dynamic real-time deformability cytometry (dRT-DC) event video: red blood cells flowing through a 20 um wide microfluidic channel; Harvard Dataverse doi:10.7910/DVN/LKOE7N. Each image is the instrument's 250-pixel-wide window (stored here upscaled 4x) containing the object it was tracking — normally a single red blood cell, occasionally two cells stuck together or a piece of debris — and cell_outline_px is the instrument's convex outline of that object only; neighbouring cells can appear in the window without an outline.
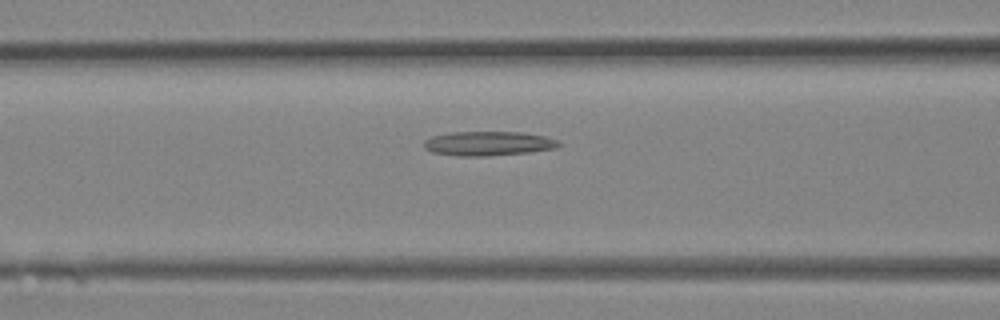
{"species": "Egyptian fruit bat (a non-hibernating species)", "species_latin": "Rousettus aegyptiacus", "temperature_condition": "room temperature", "stored_images_in_passage": 18, "camera_frame_rate_fps": 3000, "um_per_image_px": 0.085, "animal": {"sex": "female"}, "frame": {"image": 1, "passage_image": 5, "time_ms": 1.333, "image_size_px": [1000, 320], "cell_outline_px": [[564, 144], [560, 148], [528, 152], [488, 156], [456, 156], [432, 152], [424, 148], [424, 140], [432, 136], [452, 132], [524, 132], [544, 136], [560, 140]], "centroid_in_image_um": [41.57, 12.2], "position_along_channel_um": 125.0, "area_um2": 19.42}}
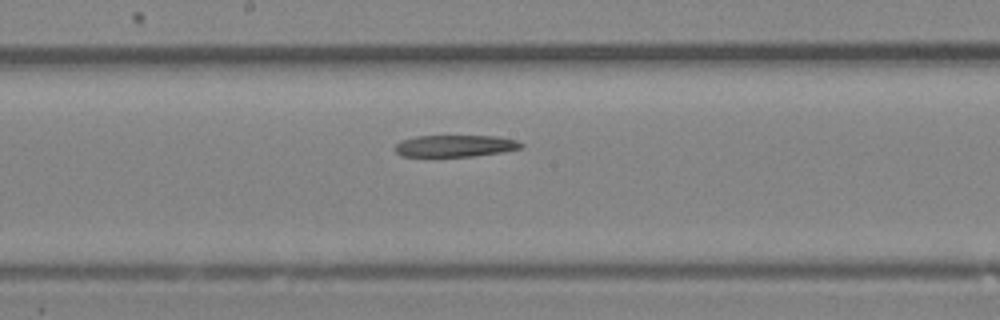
{"frame": {"image": 2, "passage_image": 9, "time_ms": 2.667, "image_size_px": [1000, 320], "cell_outline_px": [[524, 148], [500, 152], [472, 156], [400, 156], [396, 152], [396, 144], [400, 140], [416, 136], [496, 136], [516, 140], [524, 144]], "centroid_in_image_um": [38.69, 12.39], "position_along_channel_um": 209.5, "area_um2": 15.95}}
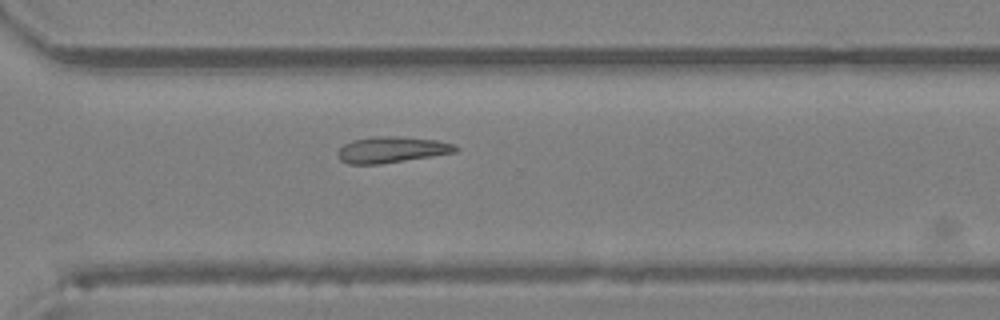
{"frame": {"image": 3, "passage_image": 15, "time_ms": 4.667, "image_size_px": [1000, 320], "cell_outline_px": [[460, 148], [456, 152], [380, 164], [348, 164], [340, 160], [336, 156], [336, 152], [344, 144], [352, 140], [372, 136], [396, 136], [440, 140], [456, 144]], "centroid_in_image_um": [33.29, 12.71], "position_along_channel_um": 337.3, "area_um2": 18.15}}